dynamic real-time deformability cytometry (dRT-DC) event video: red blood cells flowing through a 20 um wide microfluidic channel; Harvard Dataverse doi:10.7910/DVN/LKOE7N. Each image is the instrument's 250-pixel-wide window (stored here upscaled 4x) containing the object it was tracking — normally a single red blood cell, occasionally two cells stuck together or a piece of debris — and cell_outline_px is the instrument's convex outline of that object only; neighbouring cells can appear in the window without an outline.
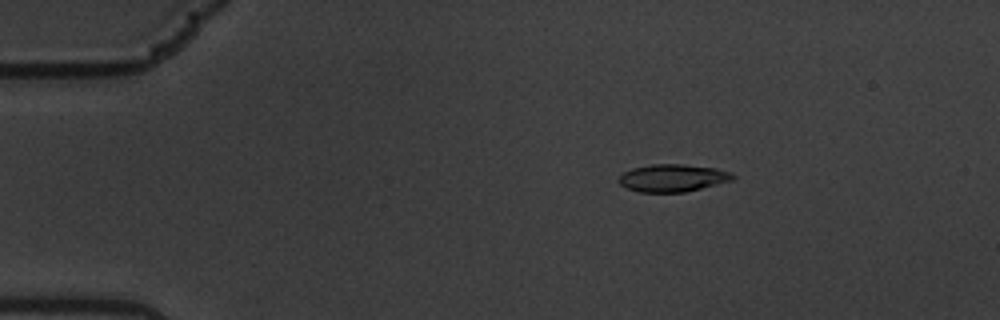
{"species": "common noctule bat (a hibernating species)", "species_latin": "Nyctalus noctula", "temperature_condition": "warm", "stored_images_in_passage": 59, "camera_frame_rate_fps": 3000, "um_per_image_px": 0.085, "animal": {"sex": "male", "body_mass_g": 19.5, "forearm_length_mm": 54.6}, "frame": {"image": 1, "passage_image": 9, "time_ms": 2.667, "image_size_px": [1000, 320], "cell_outline_px": [[736, 180], [684, 192], [640, 192], [628, 188], [620, 184], [616, 180], [624, 172], [632, 168], [652, 164], [684, 164], [716, 168], [732, 172], [736, 176]], "centroid_in_image_um": [57.22, 15.12], "position_along_channel_um": 27.8, "area_um2": 18.44}}
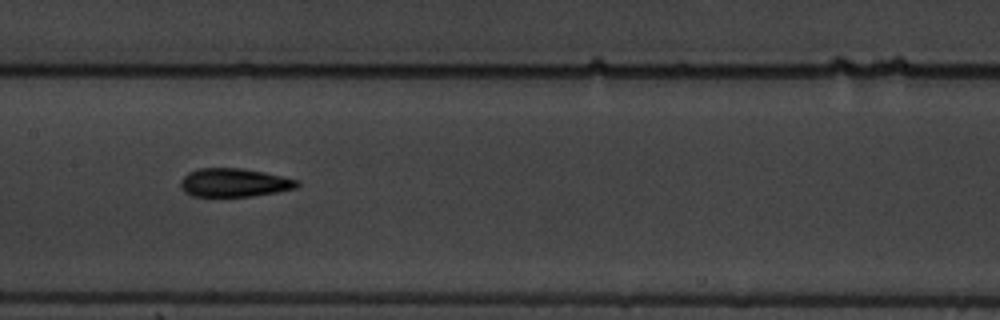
{"frame": {"image": 2, "passage_image": 29, "time_ms": 9.333, "image_size_px": [1000, 320], "cell_outline_px": [[300, 184], [296, 188], [276, 192], [252, 196], [192, 196], [184, 192], [180, 188], [180, 180], [188, 172], [200, 168], [244, 168], [264, 172], [300, 180]], "centroid_in_image_um": [19.9, 15.52], "position_along_channel_um": 187.5, "area_um2": 19.48}}
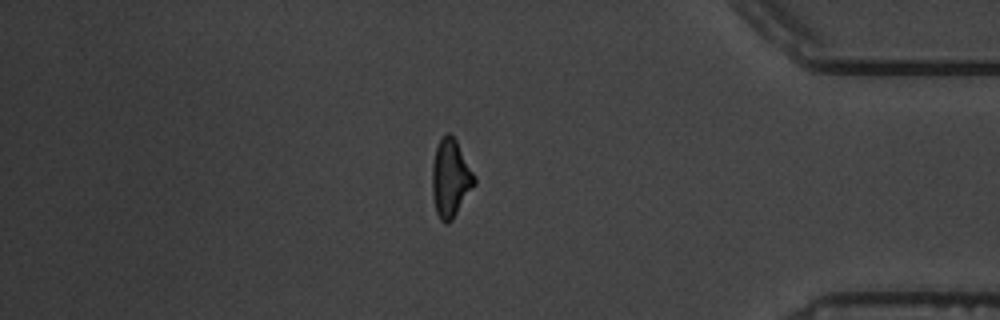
{"frame": {"image": 3, "passage_image": 50, "time_ms": 16.333, "image_size_px": [1000, 320], "cell_outline_px": [[476, 184], [452, 220], [448, 224], [444, 224], [440, 220], [436, 212], [432, 196], [432, 164], [436, 148], [440, 140], [448, 132], [456, 140], [476, 176]], "centroid_in_image_um": [38.3, 15.19], "position_along_channel_um": 396.9, "area_um2": 19.25}, "authors_computed_cell_mechanics": {"area_um2": 18.6694, "velocity_mm_per_s": 3.402, "shape_relaxation_time_tau1_ms": 5.0582, "shape_relaxation_time_tau2_ms": 3.8461, "deformation_change_tau1": 0.1887, "deformation_change_tau2": 0.1043}}